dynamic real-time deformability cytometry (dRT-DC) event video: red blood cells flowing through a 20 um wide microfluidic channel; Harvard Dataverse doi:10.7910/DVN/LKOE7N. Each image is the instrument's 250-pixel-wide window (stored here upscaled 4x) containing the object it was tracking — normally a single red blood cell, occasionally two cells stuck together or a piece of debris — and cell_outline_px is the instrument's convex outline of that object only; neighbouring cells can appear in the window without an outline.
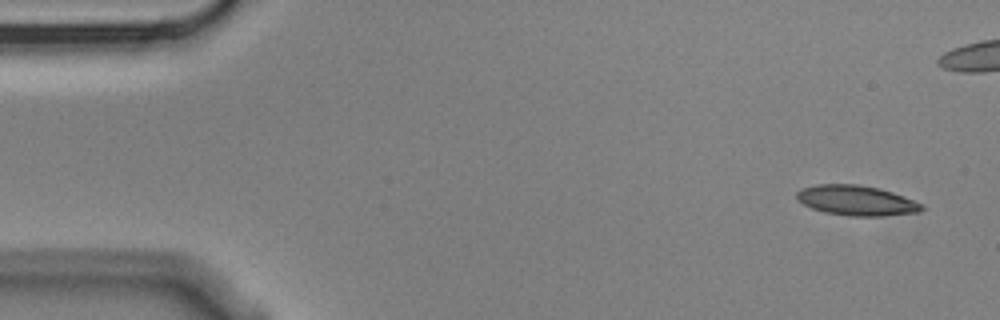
{"species": "Egyptian fruit bat (a non-hibernating species)", "species_latin": "Rousettus aegyptiacus", "temperature_condition": "cold", "stored_images_in_passage": 9, "segment_of_instrument_passage": [1, 2], "camera_frame_rate_fps": 3000, "um_per_image_px": 0.085, "animal": {"sex": "male"}, "frame": {"image": 1, "passage_image": 1, "time_ms": 0.0, "image_size_px": [1000, 320], "cell_outline_px": [[924, 208], [920, 212], [884, 216], [848, 216], [824, 212], [812, 208], [796, 200], [796, 192], [800, 188], [816, 184], [856, 184], [880, 188], [904, 196], [924, 204]], "centroid_in_image_um": [72.8, 17.04], "position_along_channel_um": 12.2, "area_um2": 22.2}}
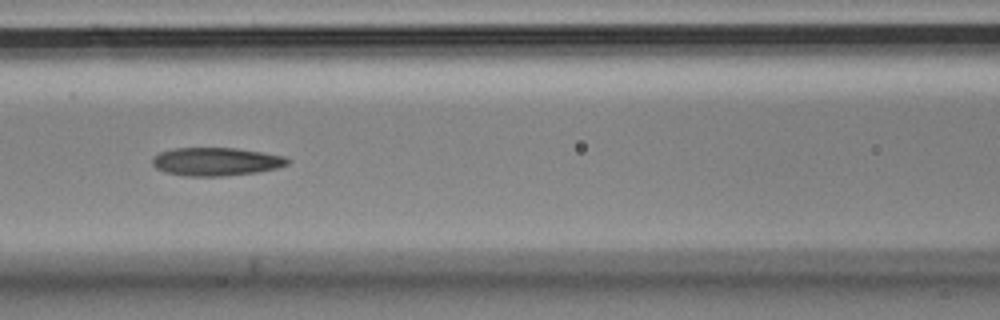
{"frame": {"image": 2, "passage_image": 7, "time_ms": 2.0, "image_size_px": [1000, 320], "cell_outline_px": [[292, 160], [288, 164], [276, 168], [256, 172], [220, 176], [188, 176], [164, 172], [156, 168], [152, 164], [152, 156], [160, 152], [176, 148], [236, 148], [284, 156]], "centroid_in_image_um": [18.34, 13.73], "position_along_channel_um": 148.3, "area_um2": 22.14}}
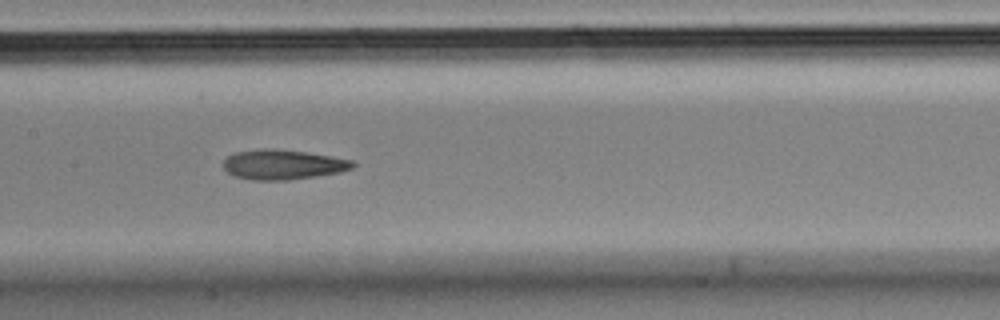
{"frame": {"image": 3, "passage_image": 8, "time_ms": 2.333, "image_size_px": [1000, 320], "cell_outline_px": [[356, 164], [352, 168], [340, 172], [316, 176], [288, 180], [252, 180], [236, 176], [228, 172], [224, 168], [224, 160], [228, 156], [236, 152], [260, 148], [276, 148], [308, 152], [332, 156], [352, 160]], "centroid_in_image_um": [24.06, 13.97], "position_along_channel_um": 183.3, "area_um2": 22.6}}